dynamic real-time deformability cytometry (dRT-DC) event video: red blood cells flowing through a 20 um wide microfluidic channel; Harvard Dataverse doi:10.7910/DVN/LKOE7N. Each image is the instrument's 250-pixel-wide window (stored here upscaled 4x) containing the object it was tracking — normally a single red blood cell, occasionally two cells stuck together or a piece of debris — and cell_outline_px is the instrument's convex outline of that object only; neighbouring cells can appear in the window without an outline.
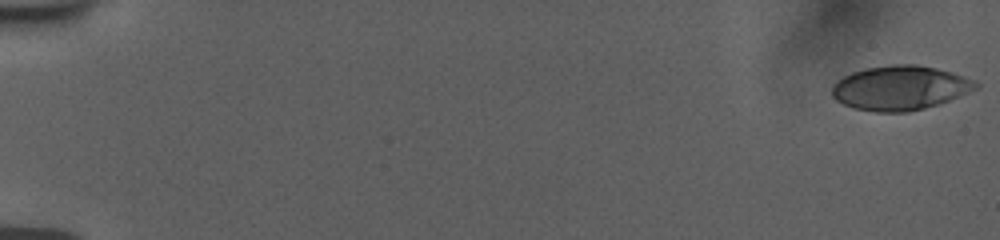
{"species": "human", "species_latin": "Homo sapiens", "temperature_condition": "room temperature", "stored_images_in_passage": 56, "camera_frame_rate_fps": 3000, "um_per_image_px": 0.085, "donor": {"sex": "female"}, "frame": {"image": 1, "passage_image": 1, "time_ms": 0.0, "image_size_px": [1000, 240], "cell_outline_px": [[980, 84], [976, 88], [968, 92], [940, 104], [908, 112], [876, 112], [852, 108], [836, 100], [832, 96], [832, 84], [836, 80], [852, 72], [864, 68], [892, 64], [916, 64], [936, 68], [952, 72], [976, 80]], "centroid_in_image_um": [76.49, 7.47], "position_along_channel_um": 8.5, "area_um2": 37.45}}
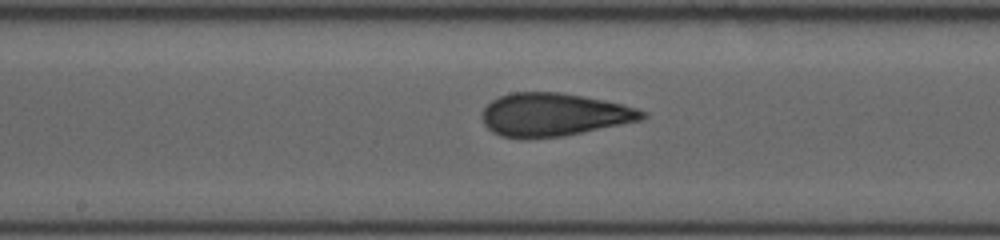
{"frame": {"image": 2, "passage_image": 31, "time_ms": 10.0, "image_size_px": [1000, 240], "cell_outline_px": [[648, 116], [640, 120], [564, 136], [524, 140], [520, 140], [500, 136], [492, 132], [484, 124], [484, 108], [492, 100], [500, 96], [512, 92], [560, 92], [604, 100], [636, 108], [648, 112]], "centroid_in_image_um": [47.05, 9.76], "position_along_channel_um": 201.1, "area_um2": 40.29}}
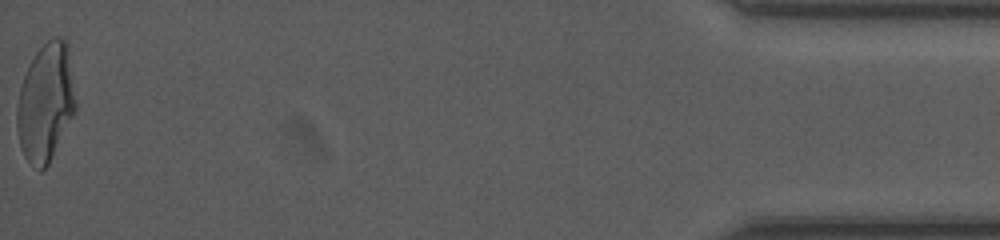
{"frame": {"image": 3, "passage_image": 56, "time_ms": 18.333, "image_size_px": [1000, 240], "cell_outline_px": [[76, 108], [48, 164], [40, 172], [24, 156], [20, 148], [16, 128], [16, 104], [20, 88], [24, 76], [36, 52], [52, 36], [60, 36], [68, 44], [76, 100]], "centroid_in_image_um": [3.87, 8.69], "position_along_channel_um": 431.3, "area_um2": 40.23}, "authors_computed_cell_mechanics": {"area_um2": 39.1306, "velocity_mm_per_s": 3.7937, "shape_relaxation_time_tau1_ms": 5.9348, "shape_relaxation_time_tau2_ms": 1.1431, "deformation_change_tau1": 0.217, "deformation_change_tau2": 0.0949}}